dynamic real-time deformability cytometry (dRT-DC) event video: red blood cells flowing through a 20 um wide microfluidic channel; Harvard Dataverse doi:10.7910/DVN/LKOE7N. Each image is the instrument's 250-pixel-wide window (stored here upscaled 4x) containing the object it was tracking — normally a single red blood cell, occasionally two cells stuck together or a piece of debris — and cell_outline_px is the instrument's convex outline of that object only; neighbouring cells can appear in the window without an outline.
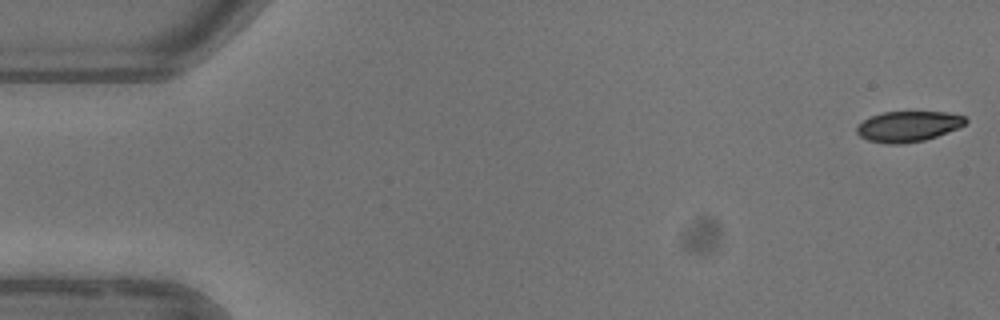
{"species": "common noctule bat (a hibernating species)", "species_latin": "Nyctalus noctula", "temperature_condition": "warm", "stored_images_in_passage": 4, "camera_frame_rate_fps": 3000, "um_per_image_px": 0.085, "animal": {"sex": "female"}, "frame": {"image": 1, "passage_image": 1, "time_ms": 0.0, "image_size_px": [1000, 320], "cell_outline_px": [[968, 120], [964, 124], [956, 128], [936, 136], [924, 140], [900, 144], [888, 144], [868, 140], [860, 136], [856, 132], [856, 128], [864, 120], [872, 116], [884, 112], [948, 112], [964, 116]], "centroid_in_image_um": [77.18, 10.74], "position_along_channel_um": 7.8, "area_um2": 19.07}}
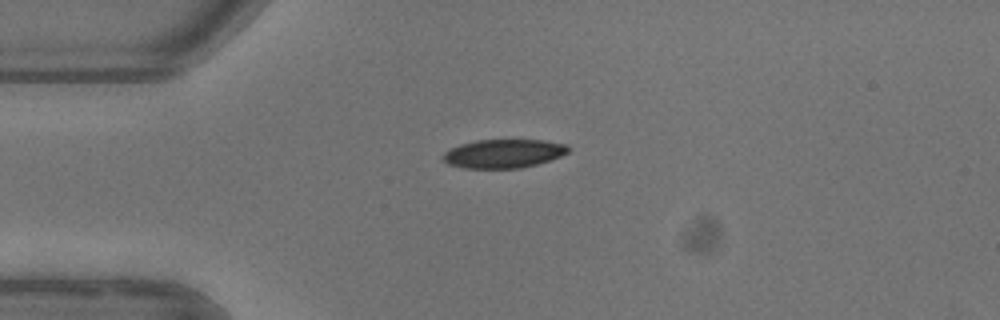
{"frame": {"image": 2, "passage_image": 4, "time_ms": 4.0, "image_size_px": [1000, 320], "cell_outline_px": [[572, 148], [568, 152], [560, 156], [536, 164], [520, 168], [464, 168], [448, 164], [444, 160], [444, 152], [460, 144], [476, 140], [544, 140], [568, 144]], "centroid_in_image_um": [42.84, 13.04], "position_along_channel_um": 42.2, "area_um2": 20.87}}